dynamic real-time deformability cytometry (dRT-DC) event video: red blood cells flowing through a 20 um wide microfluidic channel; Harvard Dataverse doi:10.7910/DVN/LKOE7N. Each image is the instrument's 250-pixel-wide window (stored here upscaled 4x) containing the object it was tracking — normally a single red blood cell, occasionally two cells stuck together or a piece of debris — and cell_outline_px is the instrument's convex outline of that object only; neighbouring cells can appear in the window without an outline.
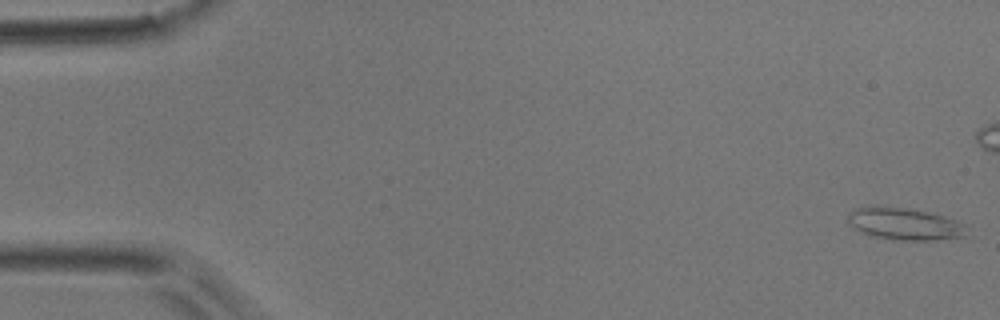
{"species": "common noctule bat (a hibernating species)", "species_latin": "Nyctalus noctula", "temperature_condition": "room temperature", "stored_images_in_passage": 52, "camera_frame_rate_fps": 3000, "um_per_image_px": 0.085, "animal": {"sex": "male", "body_mass_g": 17.9}, "frame": {"image": 1, "passage_image": 1, "time_ms": 0.0, "image_size_px": [1000, 320], "cell_outline_px": [[964, 236], [932, 240], [892, 240], [872, 236], [860, 232], [848, 224], [848, 212], [856, 208], [872, 204], [908, 208], [928, 212], [944, 216], [956, 220], [964, 224]], "centroid_in_image_um": [76.78, 19.0], "position_along_channel_um": 8.2, "area_um2": 22.48}}
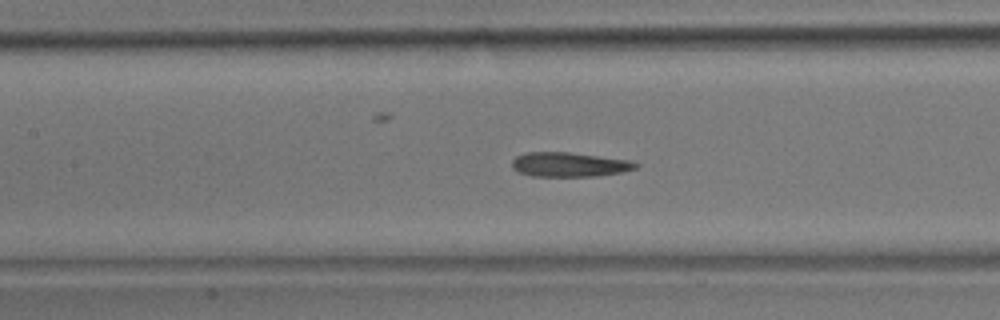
{"frame": {"image": 2, "passage_image": 23, "time_ms": 7.333, "image_size_px": [1000, 320], "cell_outline_px": [[640, 164], [636, 168], [620, 172], [596, 176], [532, 176], [516, 172], [512, 168], [512, 160], [516, 156], [524, 152], [568, 152], [632, 160]], "centroid_in_image_um": [48.36, 13.98], "position_along_channel_um": 159.0, "area_um2": 17.74}}
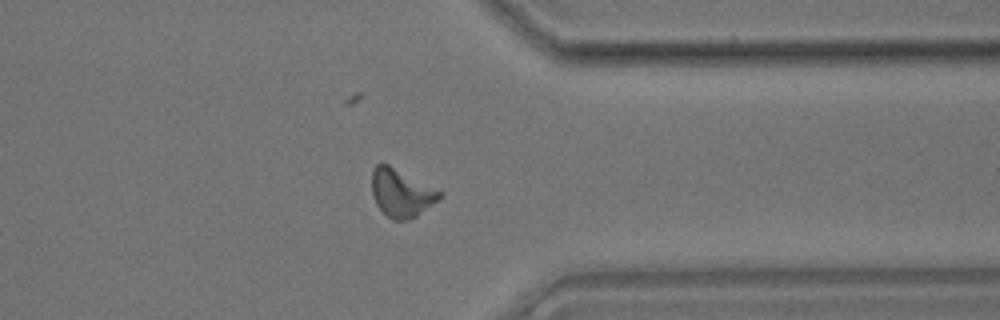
{"frame": {"image": 3, "passage_image": 40, "time_ms": 13.0, "image_size_px": [1000, 320], "cell_outline_px": [[444, 196], [416, 216], [408, 220], [392, 220], [376, 204], [372, 192], [372, 168], [380, 160], [444, 192]], "centroid_in_image_um": [34.12, 16.37], "position_along_channel_um": 377.3, "area_um2": 19.07}, "authors_computed_cell_mechanics": {"area_um2": 18.3226, "velocity_mm_per_s": 3.9574, "shape_relaxation_time_tau1_ms": 7.2436, "shape_relaxation_time_tau2_ms": 3.7799, "deformation_change_tau1": 0.1445, "deformation_change_tau2": 0.1327}}